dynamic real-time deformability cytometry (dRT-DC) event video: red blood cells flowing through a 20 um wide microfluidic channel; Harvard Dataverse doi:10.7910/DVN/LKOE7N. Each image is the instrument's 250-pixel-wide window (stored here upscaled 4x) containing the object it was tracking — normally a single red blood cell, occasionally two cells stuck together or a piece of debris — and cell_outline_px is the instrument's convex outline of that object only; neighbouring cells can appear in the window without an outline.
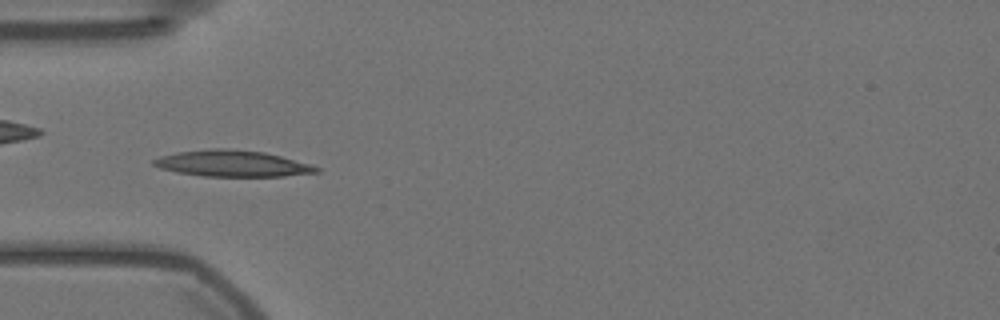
{"species": "Egyptian fruit bat (a non-hibernating species)", "species_latin": "Rousettus aegyptiacus", "temperature_condition": "warm", "stored_images_in_passage": 56, "camera_frame_rate_fps": 3000, "um_per_image_px": 0.085, "animal": {"sex": "female"}, "frame": {"image": 1, "passage_image": 17, "time_ms": 5.333, "image_size_px": [1000, 320], "cell_outline_px": [[320, 172], [284, 176], [204, 176], [176, 172], [160, 168], [152, 164], [152, 160], [160, 156], [176, 152], [212, 148], [224, 148], [264, 152], [280, 156], [308, 164], [320, 168]], "centroid_in_image_um": [19.7, 13.89], "position_along_channel_um": 65.3, "area_um2": 24.74}}
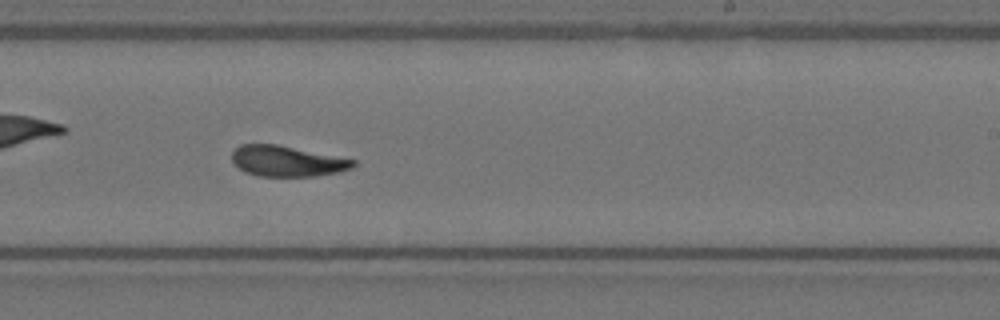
{"frame": {"image": 2, "passage_image": 34, "time_ms": 11.0, "image_size_px": [1000, 320], "cell_outline_px": [[356, 164], [352, 168], [340, 172], [316, 176], [256, 176], [244, 172], [232, 160], [232, 152], [240, 144], [276, 144], [356, 160]], "centroid_in_image_um": [24.4, 13.7], "position_along_channel_um": 264.6, "area_um2": 21.62}}
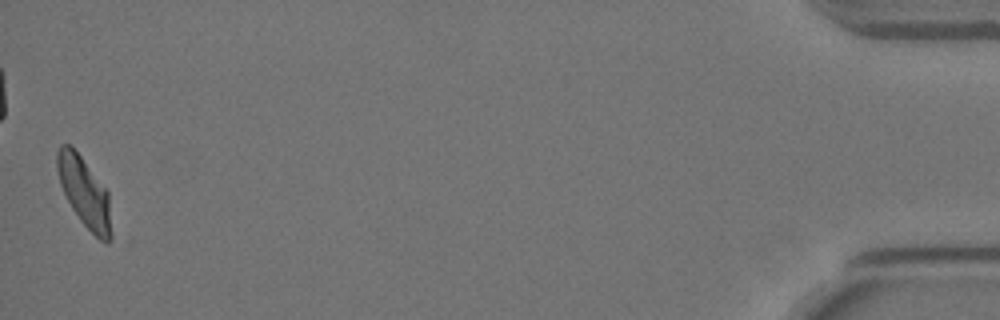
{"frame": {"image": 3, "passage_image": 56, "time_ms": 18.333, "image_size_px": [1000, 320], "cell_outline_px": [[112, 240], [108, 244], [100, 240], [80, 220], [72, 208], [60, 184], [56, 168], [56, 152], [60, 144], [72, 144], [108, 192], [112, 232]], "centroid_in_image_um": [7.17, 16.32], "position_along_channel_um": 428.0, "area_um2": 22.08}, "authors_computed_cell_mechanics": {"area_um2": 22.6287, "velocity_mm_per_s": 3.5211, "shape_relaxation_time_tau1_ms": 4.0396, "shape_relaxation_time_tau2_ms": 2.7049, "deformation_change_tau1": 0.1793, "deformation_change_tau2": 0.086}}